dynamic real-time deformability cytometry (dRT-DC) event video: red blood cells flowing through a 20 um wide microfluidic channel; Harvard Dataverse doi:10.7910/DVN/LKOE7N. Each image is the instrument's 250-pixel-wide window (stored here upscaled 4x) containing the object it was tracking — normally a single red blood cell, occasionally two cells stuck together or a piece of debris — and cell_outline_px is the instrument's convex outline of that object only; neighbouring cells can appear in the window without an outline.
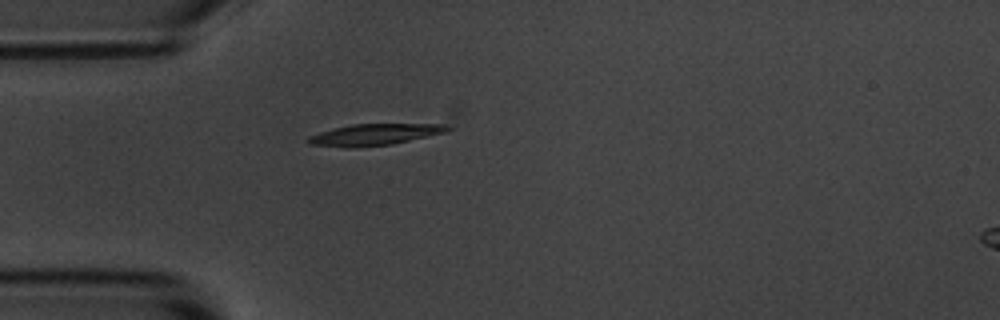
{"species": "common noctule bat (a hibernating species)", "species_latin": "Nyctalus noctula", "temperature_condition": "room temperature", "stored_images_in_passage": 42, "camera_frame_rate_fps": 3000, "um_per_image_px": 0.085, "animal": {"sex": "male", "body_mass_g": 20.1, "forearm_length_mm": 53.5}, "frame": {"image": 1, "passage_image": 1, "time_ms": 0.0, "image_size_px": [1000, 320], "cell_outline_px": [[452, 128], [444, 132], [392, 144], [352, 148], [344, 148], [312, 144], [308, 140], [308, 136], [320, 132], [352, 124], [444, 124]], "centroid_in_image_um": [31.81, 11.44], "position_along_channel_um": 53.2, "area_um2": 17.05}}
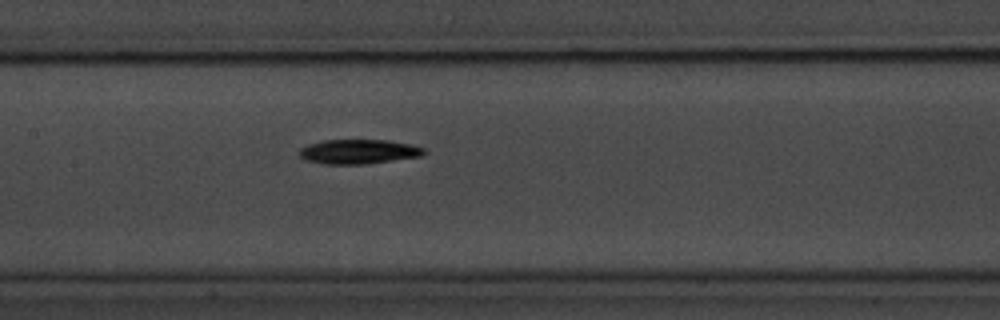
{"frame": {"image": 2, "passage_image": 12, "time_ms": 3.667, "image_size_px": [1000, 320], "cell_outline_px": [[428, 152], [420, 156], [364, 164], [324, 164], [304, 160], [296, 152], [300, 148], [308, 144], [324, 140], [388, 140], [412, 144], [424, 148]], "centroid_in_image_um": [30.45, 12.88], "position_along_channel_um": 177.0, "area_um2": 17.92}}
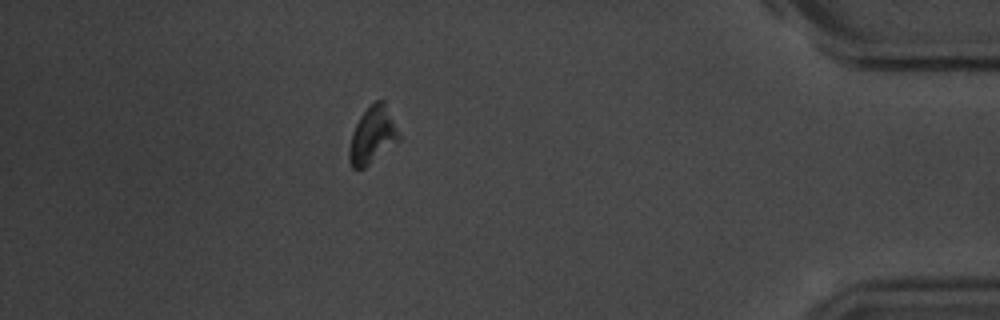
{"frame": {"image": 3, "passage_image": 35, "time_ms": 11.333, "image_size_px": [1000, 320], "cell_outline_px": [[400, 140], [396, 144], [364, 168], [352, 168], [348, 160], [348, 148], [352, 132], [360, 116], [376, 100], [384, 100], [400, 136]], "centroid_in_image_um": [31.64, 11.53], "position_along_channel_um": 403.6, "area_um2": 16.36}}